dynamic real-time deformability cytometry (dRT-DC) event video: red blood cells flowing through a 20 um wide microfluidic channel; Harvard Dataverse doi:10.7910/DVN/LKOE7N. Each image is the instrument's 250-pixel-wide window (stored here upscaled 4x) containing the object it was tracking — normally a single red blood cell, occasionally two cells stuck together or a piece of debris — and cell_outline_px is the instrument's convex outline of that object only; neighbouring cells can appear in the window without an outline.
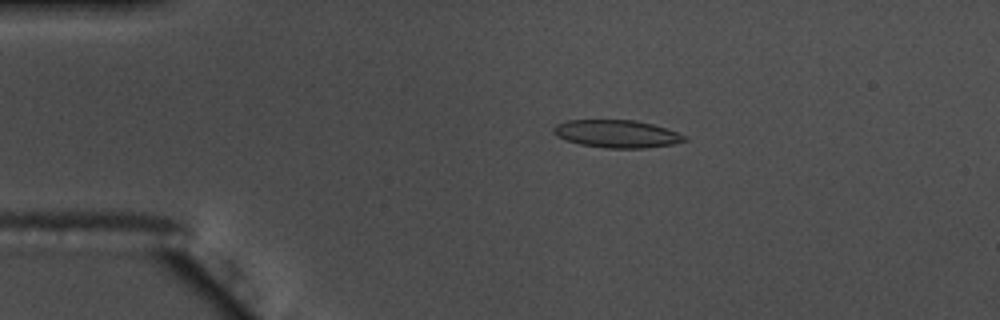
{"species": "common noctule bat (a hibernating species)", "species_latin": "Nyctalus noctula", "temperature_condition": "warm", "stored_images_in_passage": 55, "camera_frame_rate_fps": 3000, "um_per_image_px": 0.085, "animal": {"sex": "male", "body_mass_g": 17.5, "forearm_length_mm": 52.3}, "frame": {"image": 1, "passage_image": 11, "time_ms": 3.333, "image_size_px": [1000, 320], "cell_outline_px": [[688, 140], [672, 144], [644, 148], [604, 148], [580, 144], [556, 136], [552, 132], [552, 128], [556, 124], [568, 120], [636, 120], [652, 124], [688, 136]], "centroid_in_image_um": [52.42, 11.37], "position_along_channel_um": 32.6, "area_um2": 21.1}}
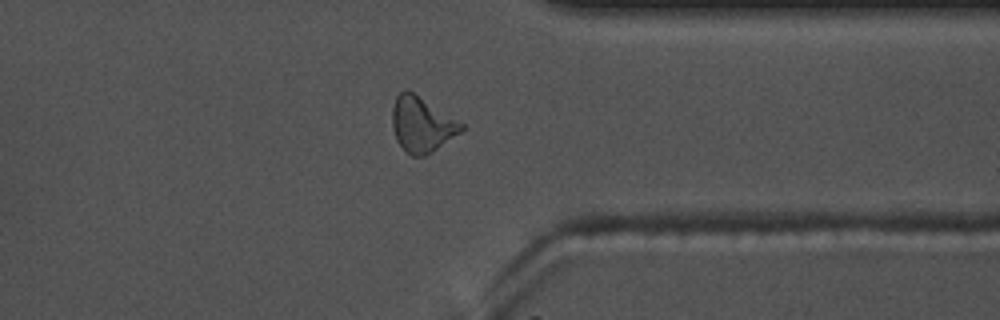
{"frame": {"image": 2, "passage_image": 43, "time_ms": 14.0, "image_size_px": [1000, 320], "cell_outline_px": [[464, 128], [460, 132], [432, 152], [424, 156], [412, 156], [396, 140], [392, 128], [392, 108], [396, 96], [404, 88], [408, 88], [464, 124]], "centroid_in_image_um": [35.82, 10.54], "position_along_channel_um": 375.6, "area_um2": 22.2}}
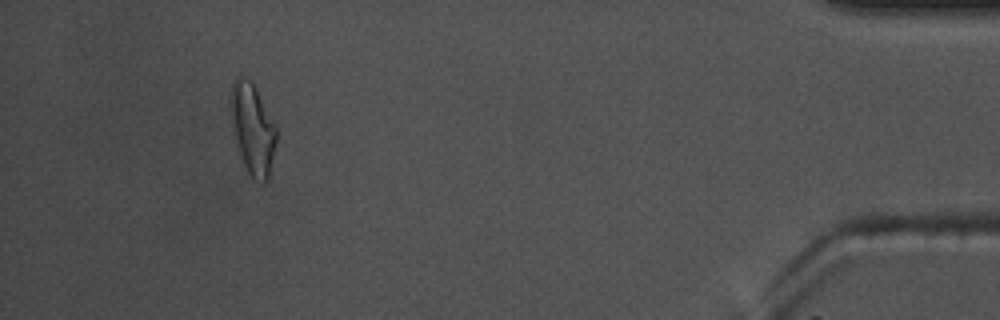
{"frame": {"image": 3, "passage_image": 51, "time_ms": 16.667, "image_size_px": [1000, 320], "cell_outline_px": [[276, 140], [268, 180], [264, 184], [260, 184], [248, 172], [244, 164], [236, 140], [228, 104], [228, 100], [232, 84], [236, 76], [244, 76], [252, 80], [276, 124]], "centroid_in_image_um": [21.46, 10.88], "position_along_channel_um": 413.7, "area_um2": 24.39}, "authors_computed_cell_mechanics": {"area_um2": 21.097, "velocity_mm_per_s": 3.6893, "shape_relaxation_time_tau1_ms": 4.8546, "shape_relaxation_time_tau2_ms": 1.172, "deformation_change_tau1": 0.1738, "deformation_change_tau2": 0.0983}}